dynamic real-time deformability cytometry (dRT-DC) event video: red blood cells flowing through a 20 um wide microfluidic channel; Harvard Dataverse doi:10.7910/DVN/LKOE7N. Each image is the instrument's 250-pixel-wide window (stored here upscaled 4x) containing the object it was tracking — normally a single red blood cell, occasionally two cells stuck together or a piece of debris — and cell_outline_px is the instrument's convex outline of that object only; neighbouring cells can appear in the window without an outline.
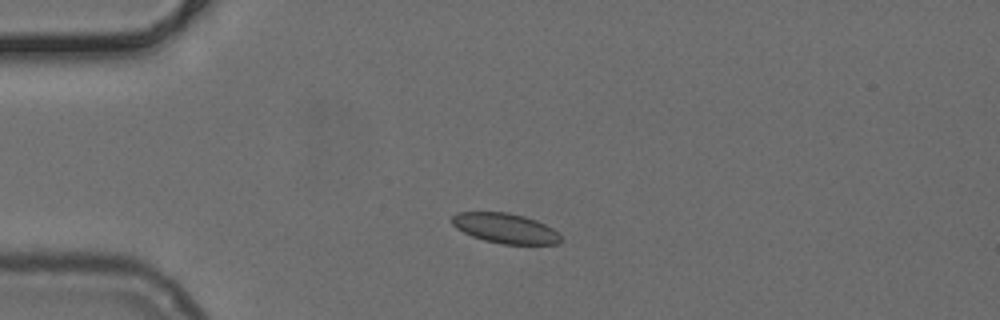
{"species": "common noctule bat (a hibernating species)", "species_latin": "Nyctalus noctula", "temperature_condition": "cold", "stored_images_in_passage": 40, "camera_frame_rate_fps": 3000, "um_per_image_px": 0.085, "animal": {"sex": "female", "body_mass_g": 24.6, "forearm_length_mm": 56.2}, "frame": {"image": 1, "passage_image": 1, "time_ms": 0.0, "image_size_px": [1000, 320], "cell_outline_px": [[564, 240], [560, 244], [500, 244], [484, 240], [472, 236], [456, 228], [452, 224], [452, 216], [456, 212], [508, 212], [524, 216], [536, 220], [552, 228]], "centroid_in_image_um": [42.95, 19.4], "position_along_channel_um": 42.0, "area_um2": 19.07}}
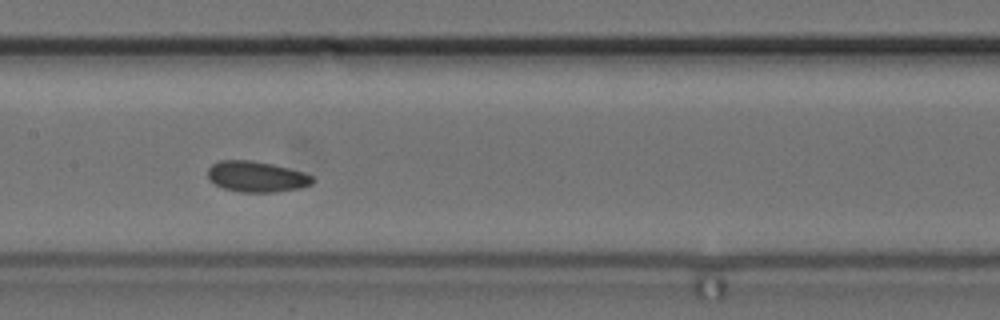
{"frame": {"image": 2, "passage_image": 14, "time_ms": 4.333, "image_size_px": [1000, 320], "cell_outline_px": [[316, 180], [312, 184], [300, 188], [276, 192], [240, 192], [224, 188], [208, 180], [208, 168], [212, 164], [220, 160], [252, 160], [272, 164], [304, 172], [312, 176]], "centroid_in_image_um": [21.81, 15.01], "position_along_channel_um": 185.6, "area_um2": 18.9}}
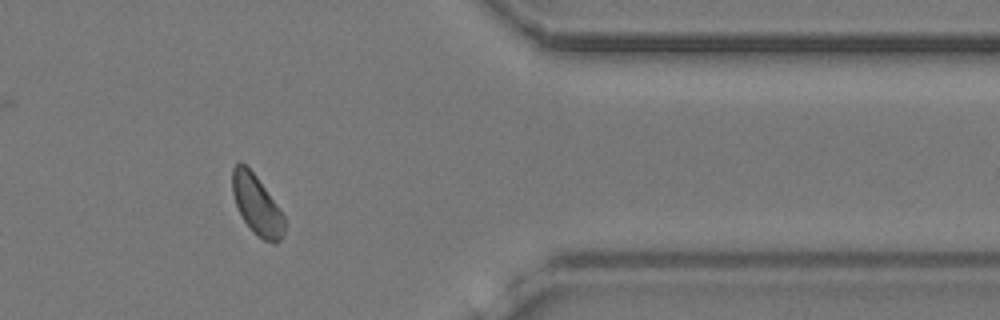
{"frame": {"image": 3, "passage_image": 31, "time_ms": 10.0, "image_size_px": [1000, 320], "cell_outline_px": [[284, 232], [280, 240], [276, 244], [272, 244], [256, 236], [252, 232], [244, 220], [236, 204], [232, 192], [232, 168], [240, 160], [256, 176], [284, 216]], "centroid_in_image_um": [21.81, 17.45], "position_along_channel_um": 389.6, "area_um2": 17.86}}